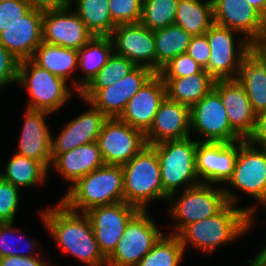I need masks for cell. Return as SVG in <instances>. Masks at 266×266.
<instances>
[{
  "instance_id": "4fadbf2b",
  "label": "cell",
  "mask_w": 266,
  "mask_h": 266,
  "mask_svg": "<svg viewBox=\"0 0 266 266\" xmlns=\"http://www.w3.org/2000/svg\"><path fill=\"white\" fill-rule=\"evenodd\" d=\"M106 165H124L146 145L145 134L121 121L108 118L97 138Z\"/></svg>"
},
{
  "instance_id": "ee69618b",
  "label": "cell",
  "mask_w": 266,
  "mask_h": 266,
  "mask_svg": "<svg viewBox=\"0 0 266 266\" xmlns=\"http://www.w3.org/2000/svg\"><path fill=\"white\" fill-rule=\"evenodd\" d=\"M246 140L253 145L266 147V109L256 113L253 132Z\"/></svg>"
},
{
  "instance_id": "484cf974",
  "label": "cell",
  "mask_w": 266,
  "mask_h": 266,
  "mask_svg": "<svg viewBox=\"0 0 266 266\" xmlns=\"http://www.w3.org/2000/svg\"><path fill=\"white\" fill-rule=\"evenodd\" d=\"M237 79L253 110L258 113L266 109V59L253 46L244 57Z\"/></svg>"
},
{
  "instance_id": "30bf717a",
  "label": "cell",
  "mask_w": 266,
  "mask_h": 266,
  "mask_svg": "<svg viewBox=\"0 0 266 266\" xmlns=\"http://www.w3.org/2000/svg\"><path fill=\"white\" fill-rule=\"evenodd\" d=\"M155 74L151 69L137 66L122 79L105 88H83L78 95L99 109L107 118H119L129 100Z\"/></svg>"
},
{
  "instance_id": "f546056e",
  "label": "cell",
  "mask_w": 266,
  "mask_h": 266,
  "mask_svg": "<svg viewBox=\"0 0 266 266\" xmlns=\"http://www.w3.org/2000/svg\"><path fill=\"white\" fill-rule=\"evenodd\" d=\"M174 24L192 36L205 34L214 24L212 0H179Z\"/></svg>"
},
{
  "instance_id": "b9f144b4",
  "label": "cell",
  "mask_w": 266,
  "mask_h": 266,
  "mask_svg": "<svg viewBox=\"0 0 266 266\" xmlns=\"http://www.w3.org/2000/svg\"><path fill=\"white\" fill-rule=\"evenodd\" d=\"M19 60L0 45V89L8 83H17Z\"/></svg>"
},
{
  "instance_id": "d6a6232c",
  "label": "cell",
  "mask_w": 266,
  "mask_h": 266,
  "mask_svg": "<svg viewBox=\"0 0 266 266\" xmlns=\"http://www.w3.org/2000/svg\"><path fill=\"white\" fill-rule=\"evenodd\" d=\"M74 0H71V4ZM74 11L94 36H110L117 26L110 14L108 0H75Z\"/></svg>"
},
{
  "instance_id": "d590c367",
  "label": "cell",
  "mask_w": 266,
  "mask_h": 266,
  "mask_svg": "<svg viewBox=\"0 0 266 266\" xmlns=\"http://www.w3.org/2000/svg\"><path fill=\"white\" fill-rule=\"evenodd\" d=\"M137 66L127 58L113 54L85 88H105L133 71Z\"/></svg>"
},
{
  "instance_id": "f1b7e54d",
  "label": "cell",
  "mask_w": 266,
  "mask_h": 266,
  "mask_svg": "<svg viewBox=\"0 0 266 266\" xmlns=\"http://www.w3.org/2000/svg\"><path fill=\"white\" fill-rule=\"evenodd\" d=\"M31 60L39 67L68 81L73 71L78 69V52L76 49L65 48L42 42L36 49Z\"/></svg>"
},
{
  "instance_id": "74e56055",
  "label": "cell",
  "mask_w": 266,
  "mask_h": 266,
  "mask_svg": "<svg viewBox=\"0 0 266 266\" xmlns=\"http://www.w3.org/2000/svg\"><path fill=\"white\" fill-rule=\"evenodd\" d=\"M19 187L0 176V223H14L19 204Z\"/></svg>"
},
{
  "instance_id": "4316f807",
  "label": "cell",
  "mask_w": 266,
  "mask_h": 266,
  "mask_svg": "<svg viewBox=\"0 0 266 266\" xmlns=\"http://www.w3.org/2000/svg\"><path fill=\"white\" fill-rule=\"evenodd\" d=\"M166 96L174 101L192 107L214 88L215 79L206 71L182 78H162Z\"/></svg>"
},
{
  "instance_id": "e575fe53",
  "label": "cell",
  "mask_w": 266,
  "mask_h": 266,
  "mask_svg": "<svg viewBox=\"0 0 266 266\" xmlns=\"http://www.w3.org/2000/svg\"><path fill=\"white\" fill-rule=\"evenodd\" d=\"M179 0H143L140 22L149 30L174 24Z\"/></svg>"
},
{
  "instance_id": "ba28073f",
  "label": "cell",
  "mask_w": 266,
  "mask_h": 266,
  "mask_svg": "<svg viewBox=\"0 0 266 266\" xmlns=\"http://www.w3.org/2000/svg\"><path fill=\"white\" fill-rule=\"evenodd\" d=\"M148 211H139L127 224L117 247L106 259L107 266H137L163 233Z\"/></svg>"
},
{
  "instance_id": "5b68a950",
  "label": "cell",
  "mask_w": 266,
  "mask_h": 266,
  "mask_svg": "<svg viewBox=\"0 0 266 266\" xmlns=\"http://www.w3.org/2000/svg\"><path fill=\"white\" fill-rule=\"evenodd\" d=\"M198 142L188 137L167 140L152 146L160 162L164 199L174 198L181 184H185V189L200 184L195 163Z\"/></svg>"
},
{
  "instance_id": "9a60e30c",
  "label": "cell",
  "mask_w": 266,
  "mask_h": 266,
  "mask_svg": "<svg viewBox=\"0 0 266 266\" xmlns=\"http://www.w3.org/2000/svg\"><path fill=\"white\" fill-rule=\"evenodd\" d=\"M214 23L238 31L252 44L266 42L262 15L247 0H212Z\"/></svg>"
},
{
  "instance_id": "8fae6325",
  "label": "cell",
  "mask_w": 266,
  "mask_h": 266,
  "mask_svg": "<svg viewBox=\"0 0 266 266\" xmlns=\"http://www.w3.org/2000/svg\"><path fill=\"white\" fill-rule=\"evenodd\" d=\"M191 130L204 136L199 142H235L243 138L231 127L220 95L212 89L190 108Z\"/></svg>"
},
{
  "instance_id": "44dd1931",
  "label": "cell",
  "mask_w": 266,
  "mask_h": 266,
  "mask_svg": "<svg viewBox=\"0 0 266 266\" xmlns=\"http://www.w3.org/2000/svg\"><path fill=\"white\" fill-rule=\"evenodd\" d=\"M51 112L26 108L16 153L41 162L48 170L52 163V134L45 117Z\"/></svg>"
},
{
  "instance_id": "7402d4cb",
  "label": "cell",
  "mask_w": 266,
  "mask_h": 266,
  "mask_svg": "<svg viewBox=\"0 0 266 266\" xmlns=\"http://www.w3.org/2000/svg\"><path fill=\"white\" fill-rule=\"evenodd\" d=\"M44 11L32 9L20 21L0 33V45L19 61L31 59L35 49L43 42Z\"/></svg>"
},
{
  "instance_id": "60d3db41",
  "label": "cell",
  "mask_w": 266,
  "mask_h": 266,
  "mask_svg": "<svg viewBox=\"0 0 266 266\" xmlns=\"http://www.w3.org/2000/svg\"><path fill=\"white\" fill-rule=\"evenodd\" d=\"M31 10L26 0L0 1V33L20 21Z\"/></svg>"
},
{
  "instance_id": "1f68e13d",
  "label": "cell",
  "mask_w": 266,
  "mask_h": 266,
  "mask_svg": "<svg viewBox=\"0 0 266 266\" xmlns=\"http://www.w3.org/2000/svg\"><path fill=\"white\" fill-rule=\"evenodd\" d=\"M5 168L0 176L19 188H30L43 183L50 171L41 162L18 153L14 154Z\"/></svg>"
},
{
  "instance_id": "3957f363",
  "label": "cell",
  "mask_w": 266,
  "mask_h": 266,
  "mask_svg": "<svg viewBox=\"0 0 266 266\" xmlns=\"http://www.w3.org/2000/svg\"><path fill=\"white\" fill-rule=\"evenodd\" d=\"M68 190L60 201L79 213L124 201L122 166L105 164L80 178Z\"/></svg>"
},
{
  "instance_id": "ac0fdd59",
  "label": "cell",
  "mask_w": 266,
  "mask_h": 266,
  "mask_svg": "<svg viewBox=\"0 0 266 266\" xmlns=\"http://www.w3.org/2000/svg\"><path fill=\"white\" fill-rule=\"evenodd\" d=\"M238 150L239 141L198 142L195 163L200 183L228 182L233 175Z\"/></svg>"
},
{
  "instance_id": "f907efd6",
  "label": "cell",
  "mask_w": 266,
  "mask_h": 266,
  "mask_svg": "<svg viewBox=\"0 0 266 266\" xmlns=\"http://www.w3.org/2000/svg\"><path fill=\"white\" fill-rule=\"evenodd\" d=\"M250 266H261L256 260H249Z\"/></svg>"
},
{
  "instance_id": "8d00e7d4",
  "label": "cell",
  "mask_w": 266,
  "mask_h": 266,
  "mask_svg": "<svg viewBox=\"0 0 266 266\" xmlns=\"http://www.w3.org/2000/svg\"><path fill=\"white\" fill-rule=\"evenodd\" d=\"M112 21L116 24L139 23L143 0H108Z\"/></svg>"
},
{
  "instance_id": "83f0119b",
  "label": "cell",
  "mask_w": 266,
  "mask_h": 266,
  "mask_svg": "<svg viewBox=\"0 0 266 266\" xmlns=\"http://www.w3.org/2000/svg\"><path fill=\"white\" fill-rule=\"evenodd\" d=\"M78 52V69L84 73V79L74 81L76 91L85 88L100 69L107 63L113 54V42L110 36H94L87 44L81 47Z\"/></svg>"
},
{
  "instance_id": "681fc988",
  "label": "cell",
  "mask_w": 266,
  "mask_h": 266,
  "mask_svg": "<svg viewBox=\"0 0 266 266\" xmlns=\"http://www.w3.org/2000/svg\"><path fill=\"white\" fill-rule=\"evenodd\" d=\"M253 47L266 59V42L254 44Z\"/></svg>"
},
{
  "instance_id": "5bb4252c",
  "label": "cell",
  "mask_w": 266,
  "mask_h": 266,
  "mask_svg": "<svg viewBox=\"0 0 266 266\" xmlns=\"http://www.w3.org/2000/svg\"><path fill=\"white\" fill-rule=\"evenodd\" d=\"M139 211L136 207L121 201L94 207L85 212L91 222L99 250L106 259L117 247L129 221Z\"/></svg>"
},
{
  "instance_id": "7a4b0ae2",
  "label": "cell",
  "mask_w": 266,
  "mask_h": 266,
  "mask_svg": "<svg viewBox=\"0 0 266 266\" xmlns=\"http://www.w3.org/2000/svg\"><path fill=\"white\" fill-rule=\"evenodd\" d=\"M255 208H236L228 203L214 216L185 226L177 236L186 250L189 243L203 253H212L218 246L237 239L250 228Z\"/></svg>"
},
{
  "instance_id": "4dcf8cb0",
  "label": "cell",
  "mask_w": 266,
  "mask_h": 266,
  "mask_svg": "<svg viewBox=\"0 0 266 266\" xmlns=\"http://www.w3.org/2000/svg\"><path fill=\"white\" fill-rule=\"evenodd\" d=\"M156 52V73L177 55L186 53L192 35L176 24L153 31Z\"/></svg>"
},
{
  "instance_id": "6da1fadb",
  "label": "cell",
  "mask_w": 266,
  "mask_h": 266,
  "mask_svg": "<svg viewBox=\"0 0 266 266\" xmlns=\"http://www.w3.org/2000/svg\"><path fill=\"white\" fill-rule=\"evenodd\" d=\"M42 221L61 250L89 266H107L91 222L85 213L70 210L63 202L41 212Z\"/></svg>"
},
{
  "instance_id": "9c48e42d",
  "label": "cell",
  "mask_w": 266,
  "mask_h": 266,
  "mask_svg": "<svg viewBox=\"0 0 266 266\" xmlns=\"http://www.w3.org/2000/svg\"><path fill=\"white\" fill-rule=\"evenodd\" d=\"M234 32L214 23L205 33L210 48L207 72L215 80L237 79L244 57L253 46L242 36L236 50Z\"/></svg>"
},
{
  "instance_id": "f35d334b",
  "label": "cell",
  "mask_w": 266,
  "mask_h": 266,
  "mask_svg": "<svg viewBox=\"0 0 266 266\" xmlns=\"http://www.w3.org/2000/svg\"><path fill=\"white\" fill-rule=\"evenodd\" d=\"M203 68L187 53L174 57L158 73L162 78H182L198 74Z\"/></svg>"
},
{
  "instance_id": "f6af8a7d",
  "label": "cell",
  "mask_w": 266,
  "mask_h": 266,
  "mask_svg": "<svg viewBox=\"0 0 266 266\" xmlns=\"http://www.w3.org/2000/svg\"><path fill=\"white\" fill-rule=\"evenodd\" d=\"M37 257L3 256L0 258V266H50Z\"/></svg>"
},
{
  "instance_id": "d6986e66",
  "label": "cell",
  "mask_w": 266,
  "mask_h": 266,
  "mask_svg": "<svg viewBox=\"0 0 266 266\" xmlns=\"http://www.w3.org/2000/svg\"><path fill=\"white\" fill-rule=\"evenodd\" d=\"M190 107L169 99L161 102L150 129L145 133L147 145L190 137Z\"/></svg>"
},
{
  "instance_id": "7c38bea8",
  "label": "cell",
  "mask_w": 266,
  "mask_h": 266,
  "mask_svg": "<svg viewBox=\"0 0 266 266\" xmlns=\"http://www.w3.org/2000/svg\"><path fill=\"white\" fill-rule=\"evenodd\" d=\"M227 183L253 196L266 208V147L239 140L233 175Z\"/></svg>"
},
{
  "instance_id": "ffe728a7",
  "label": "cell",
  "mask_w": 266,
  "mask_h": 266,
  "mask_svg": "<svg viewBox=\"0 0 266 266\" xmlns=\"http://www.w3.org/2000/svg\"><path fill=\"white\" fill-rule=\"evenodd\" d=\"M165 97V83L162 77L155 73L129 100L119 119L145 134Z\"/></svg>"
},
{
  "instance_id": "ab89813d",
  "label": "cell",
  "mask_w": 266,
  "mask_h": 266,
  "mask_svg": "<svg viewBox=\"0 0 266 266\" xmlns=\"http://www.w3.org/2000/svg\"><path fill=\"white\" fill-rule=\"evenodd\" d=\"M13 225H14L13 223H0V258L3 256H20V257L36 256L32 254L31 251L29 252V254L28 252L27 254H24L23 249L19 251L20 248H18L15 244H18V242L16 243V241L20 242L21 240H19L18 236L16 239L14 238L15 237L14 235H16L14 234L16 229L15 230L13 229ZM10 234L13 236H11L9 240L7 238L8 236H10ZM35 244L37 245V243L34 240L29 241V243L27 242L26 248L29 250L31 247L30 250H33L34 249L33 247H35ZM15 246L17 247V249L14 248Z\"/></svg>"
},
{
  "instance_id": "603a6c76",
  "label": "cell",
  "mask_w": 266,
  "mask_h": 266,
  "mask_svg": "<svg viewBox=\"0 0 266 266\" xmlns=\"http://www.w3.org/2000/svg\"><path fill=\"white\" fill-rule=\"evenodd\" d=\"M226 109L231 127L247 139L253 132L256 112L238 79L215 80L214 88Z\"/></svg>"
},
{
  "instance_id": "836d02e7",
  "label": "cell",
  "mask_w": 266,
  "mask_h": 266,
  "mask_svg": "<svg viewBox=\"0 0 266 266\" xmlns=\"http://www.w3.org/2000/svg\"><path fill=\"white\" fill-rule=\"evenodd\" d=\"M184 252L177 235L163 234L137 266H179Z\"/></svg>"
},
{
  "instance_id": "52a82bcc",
  "label": "cell",
  "mask_w": 266,
  "mask_h": 266,
  "mask_svg": "<svg viewBox=\"0 0 266 266\" xmlns=\"http://www.w3.org/2000/svg\"><path fill=\"white\" fill-rule=\"evenodd\" d=\"M17 83L27 88L28 109L54 113L60 109L71 91L67 81L39 67L31 59L19 61Z\"/></svg>"
},
{
  "instance_id": "816d5d0a",
  "label": "cell",
  "mask_w": 266,
  "mask_h": 266,
  "mask_svg": "<svg viewBox=\"0 0 266 266\" xmlns=\"http://www.w3.org/2000/svg\"><path fill=\"white\" fill-rule=\"evenodd\" d=\"M262 17H263V20H264V22L266 24V12H265V14Z\"/></svg>"
},
{
  "instance_id": "bcb514c9",
  "label": "cell",
  "mask_w": 266,
  "mask_h": 266,
  "mask_svg": "<svg viewBox=\"0 0 266 266\" xmlns=\"http://www.w3.org/2000/svg\"><path fill=\"white\" fill-rule=\"evenodd\" d=\"M32 9L40 11L60 10L71 6V0H26Z\"/></svg>"
},
{
  "instance_id": "7dc6e473",
  "label": "cell",
  "mask_w": 266,
  "mask_h": 266,
  "mask_svg": "<svg viewBox=\"0 0 266 266\" xmlns=\"http://www.w3.org/2000/svg\"><path fill=\"white\" fill-rule=\"evenodd\" d=\"M262 16L266 12V0H247Z\"/></svg>"
},
{
  "instance_id": "2e32d148",
  "label": "cell",
  "mask_w": 266,
  "mask_h": 266,
  "mask_svg": "<svg viewBox=\"0 0 266 266\" xmlns=\"http://www.w3.org/2000/svg\"><path fill=\"white\" fill-rule=\"evenodd\" d=\"M110 38L114 53L127 58L136 66L156 73V52L153 31L141 22L117 25Z\"/></svg>"
},
{
  "instance_id": "7bdbcfd3",
  "label": "cell",
  "mask_w": 266,
  "mask_h": 266,
  "mask_svg": "<svg viewBox=\"0 0 266 266\" xmlns=\"http://www.w3.org/2000/svg\"><path fill=\"white\" fill-rule=\"evenodd\" d=\"M186 53L207 71L210 48L206 34L193 36Z\"/></svg>"
},
{
  "instance_id": "cb8c5ba5",
  "label": "cell",
  "mask_w": 266,
  "mask_h": 266,
  "mask_svg": "<svg viewBox=\"0 0 266 266\" xmlns=\"http://www.w3.org/2000/svg\"><path fill=\"white\" fill-rule=\"evenodd\" d=\"M91 108L69 121L58 137H52V160L60 153L97 141L104 122L108 119L88 101Z\"/></svg>"
},
{
  "instance_id": "8992f818",
  "label": "cell",
  "mask_w": 266,
  "mask_h": 266,
  "mask_svg": "<svg viewBox=\"0 0 266 266\" xmlns=\"http://www.w3.org/2000/svg\"><path fill=\"white\" fill-rule=\"evenodd\" d=\"M176 200L168 198L172 202L169 212L177 220L176 225H173L175 231L170 233L173 235L189 224L214 216L228 203L235 205L237 198L228 189L212 188L211 184L200 183L184 189L181 197Z\"/></svg>"
},
{
  "instance_id": "277c9868",
  "label": "cell",
  "mask_w": 266,
  "mask_h": 266,
  "mask_svg": "<svg viewBox=\"0 0 266 266\" xmlns=\"http://www.w3.org/2000/svg\"><path fill=\"white\" fill-rule=\"evenodd\" d=\"M124 201L140 211H146L150 200L164 199L160 162L156 150L146 145L122 165Z\"/></svg>"
},
{
  "instance_id": "c3c4849f",
  "label": "cell",
  "mask_w": 266,
  "mask_h": 266,
  "mask_svg": "<svg viewBox=\"0 0 266 266\" xmlns=\"http://www.w3.org/2000/svg\"><path fill=\"white\" fill-rule=\"evenodd\" d=\"M261 266H266V246L254 258Z\"/></svg>"
},
{
  "instance_id": "d4e9b609",
  "label": "cell",
  "mask_w": 266,
  "mask_h": 266,
  "mask_svg": "<svg viewBox=\"0 0 266 266\" xmlns=\"http://www.w3.org/2000/svg\"><path fill=\"white\" fill-rule=\"evenodd\" d=\"M105 165L97 141L58 154L51 163L56 171L74 185L80 178Z\"/></svg>"
},
{
  "instance_id": "e0dca14e",
  "label": "cell",
  "mask_w": 266,
  "mask_h": 266,
  "mask_svg": "<svg viewBox=\"0 0 266 266\" xmlns=\"http://www.w3.org/2000/svg\"><path fill=\"white\" fill-rule=\"evenodd\" d=\"M71 7L44 11L43 42L79 50L94 37Z\"/></svg>"
}]
</instances>
